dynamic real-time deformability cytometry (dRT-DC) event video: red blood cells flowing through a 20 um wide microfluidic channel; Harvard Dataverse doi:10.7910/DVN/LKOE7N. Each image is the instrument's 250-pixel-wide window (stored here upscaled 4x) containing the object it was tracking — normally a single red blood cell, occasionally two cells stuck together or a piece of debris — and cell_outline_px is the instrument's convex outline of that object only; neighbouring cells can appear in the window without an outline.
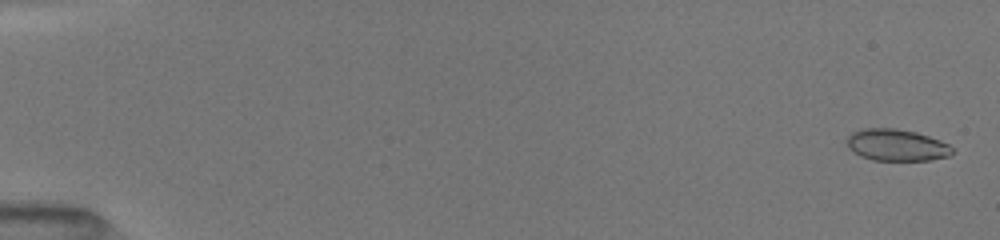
{"species": "common noctule bat (a hibernating species)", "species_latin": "Nyctalus noctula", "temperature_condition": "room temperature", "stored_images_in_passage": 26, "camera_frame_rate_fps": 3000, "um_per_image_px": 0.085, "animal": {"sex": "female", "body_mass_g": 19.5, "forearm_length_mm": 54.1}, "frame": {"image": 1, "passage_image": 2, "time_ms": 0.333, "image_size_px": [1000, 240], "cell_outline_px": [[956, 152], [948, 156], [928, 160], [872, 160], [860, 156], [848, 148], [844, 140], [852, 132], [864, 128], [896, 128], [916, 132], [940, 140], [948, 144]], "centroid_in_image_um": [76.18, 12.32], "position_along_channel_um": 8.8, "area_um2": 19.65}}
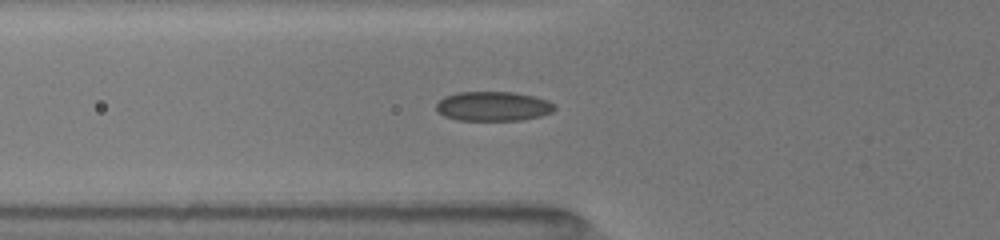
{"frame": {"image": 2, "passage_image": 19, "time_ms": 6.333, "image_size_px": [1000, 240], "cell_outline_px": [[556, 108], [552, 112], [540, 116], [520, 120], [456, 120], [444, 116], [436, 112], [436, 104], [444, 96], [456, 92], [516, 92], [548, 100]], "centroid_in_image_um": [41.87, 9.03], "position_along_channel_um": 83.9, "area_um2": 20.4}}
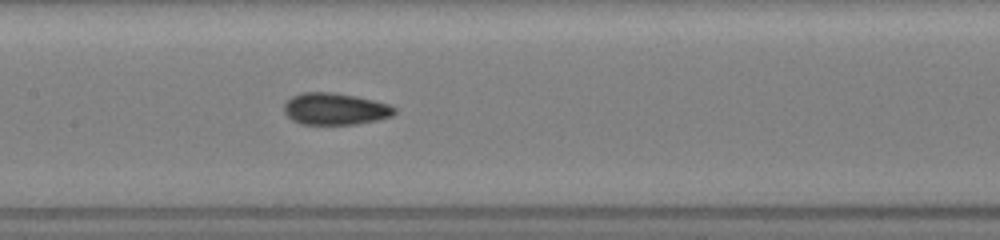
{"frame": {"image": 3, "passage_image": 26, "time_ms": 8.667, "image_size_px": [1000, 240], "cell_outline_px": [[396, 112], [392, 116], [376, 120], [356, 124], [300, 124], [292, 120], [284, 112], [284, 104], [292, 96], [300, 92], [336, 92], [356, 96], [388, 104], [396, 108]], "centroid_in_image_um": [28.46, 9.25], "position_along_channel_um": 178.9, "area_um2": 20.52}}